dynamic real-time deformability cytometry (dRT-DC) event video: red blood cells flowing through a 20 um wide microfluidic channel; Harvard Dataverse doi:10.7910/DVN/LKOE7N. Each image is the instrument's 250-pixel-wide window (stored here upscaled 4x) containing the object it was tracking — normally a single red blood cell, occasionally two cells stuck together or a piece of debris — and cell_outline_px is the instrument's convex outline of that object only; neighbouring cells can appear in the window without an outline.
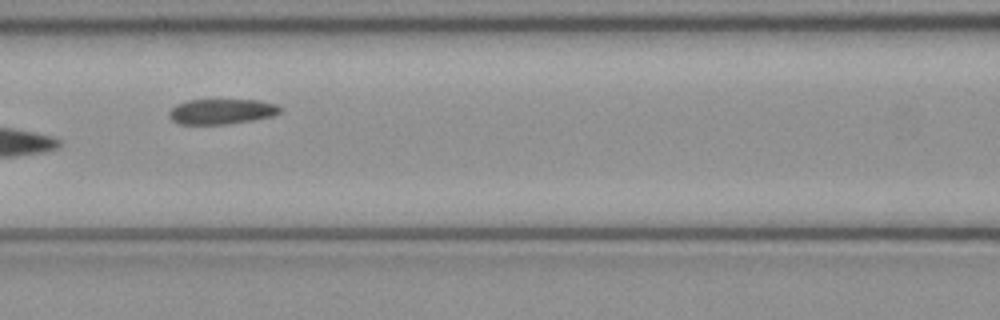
{"species": "common noctule bat (a hibernating species)", "species_latin": "Nyctalus noctula", "temperature_condition": "cold", "stored_images_in_passage": 7, "camera_frame_rate_fps": 3000, "um_per_image_px": 0.085, "animal": {"sex": "female", "body_mass_g": 21.9}, "frame": {"image": 1, "passage_image": 6, "time_ms": 1.667, "image_size_px": [1000, 320], "cell_outline_px": [[284, 108], [280, 112], [272, 116], [252, 120], [228, 124], [180, 124], [172, 120], [168, 116], [168, 112], [176, 104], [188, 100], [260, 100], [276, 104]], "centroid_in_image_um": [18.85, 9.47], "position_along_channel_um": 147.8, "area_um2": 16.42}}